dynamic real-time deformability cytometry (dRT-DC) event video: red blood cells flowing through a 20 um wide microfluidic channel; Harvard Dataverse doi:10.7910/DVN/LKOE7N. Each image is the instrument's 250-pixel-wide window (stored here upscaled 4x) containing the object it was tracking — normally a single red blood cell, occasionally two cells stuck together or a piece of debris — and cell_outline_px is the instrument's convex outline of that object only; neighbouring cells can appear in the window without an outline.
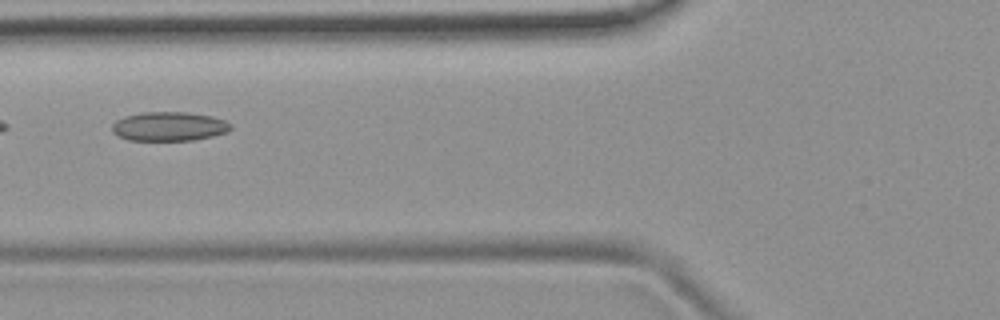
{"species": "common noctule bat (a hibernating species)", "species_latin": "Nyctalus noctula", "temperature_condition": "room temperature", "stored_images_in_passage": 4, "camera_frame_rate_fps": 3000, "um_per_image_px": 0.085, "animal": {"sex": "female", "body_mass_g": 19.9}, "frame": {"image": 1, "passage_image": 4, "time_ms": 4.333, "image_size_px": [1000, 320], "cell_outline_px": [[232, 128], [228, 132], [212, 136], [192, 140], [128, 140], [112, 132], [112, 124], [116, 120], [124, 116], [144, 112], [188, 112], [212, 116], [224, 120], [232, 124]], "centroid_in_image_um": [14.38, 10.74], "position_along_channel_um": 111.4, "area_um2": 20.17}}